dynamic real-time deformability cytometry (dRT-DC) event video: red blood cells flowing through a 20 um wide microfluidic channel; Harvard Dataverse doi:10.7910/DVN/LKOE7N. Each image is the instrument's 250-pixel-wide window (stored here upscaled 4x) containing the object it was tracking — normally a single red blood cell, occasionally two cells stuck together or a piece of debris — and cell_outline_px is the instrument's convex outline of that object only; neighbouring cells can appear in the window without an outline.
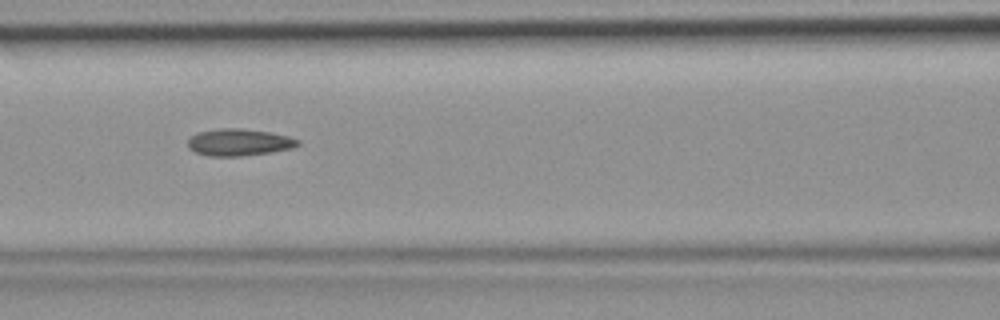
{"species": "common noctule bat (a hibernating species)", "species_latin": "Nyctalus noctula", "temperature_condition": "room temperature", "stored_images_in_passage": 4, "camera_frame_rate_fps": 3000, "um_per_image_px": 0.085, "animal": {"sex": "female", "body_mass_g": 19.9}, "frame": {"image": 1, "passage_image": 4, "time_ms": 1.0, "image_size_px": [1000, 320], "cell_outline_px": [[300, 144], [292, 148], [268, 152], [240, 156], [208, 156], [196, 152], [188, 148], [188, 140], [196, 132], [220, 128], [244, 128], [268, 132], [288, 136], [300, 140]], "centroid_in_image_um": [20.29, 12.08], "position_along_channel_um": 146.3, "area_um2": 17.22}}